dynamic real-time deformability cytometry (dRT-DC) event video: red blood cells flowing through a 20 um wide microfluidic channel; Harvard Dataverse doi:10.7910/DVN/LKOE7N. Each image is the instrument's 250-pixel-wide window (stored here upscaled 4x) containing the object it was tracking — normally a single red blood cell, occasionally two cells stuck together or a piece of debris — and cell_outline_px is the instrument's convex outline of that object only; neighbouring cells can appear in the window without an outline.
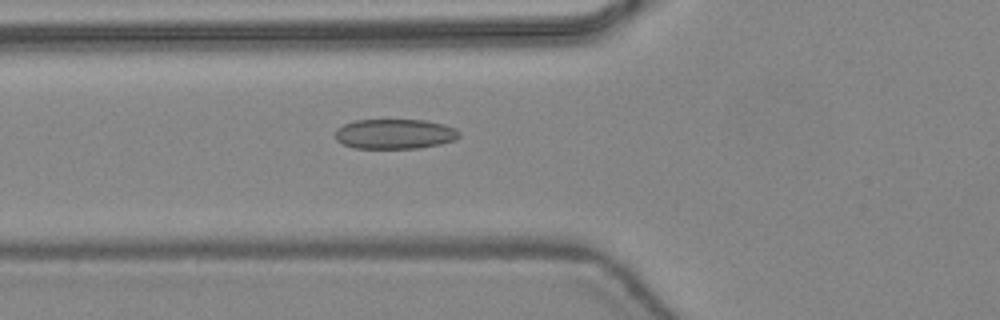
{"species": "common noctule bat (a hibernating species)", "species_latin": "Nyctalus noctula", "temperature_condition": "warm", "stored_images_in_passage": 47, "camera_frame_rate_fps": 3000, "um_per_image_px": 0.085, "animal": {"sex": "female", "body_mass_g": 24.6, "forearm_length_mm": 56.2}, "frame": {"image": 1, "passage_image": 18, "time_ms": 5.667, "image_size_px": [1000, 320], "cell_outline_px": [[460, 136], [456, 140], [440, 144], [420, 148], [352, 148], [336, 140], [336, 128], [344, 124], [356, 120], [424, 120], [444, 124], [456, 128], [460, 132]], "centroid_in_image_um": [33.58, 11.39], "position_along_channel_um": 92.2, "area_um2": 21.73}}
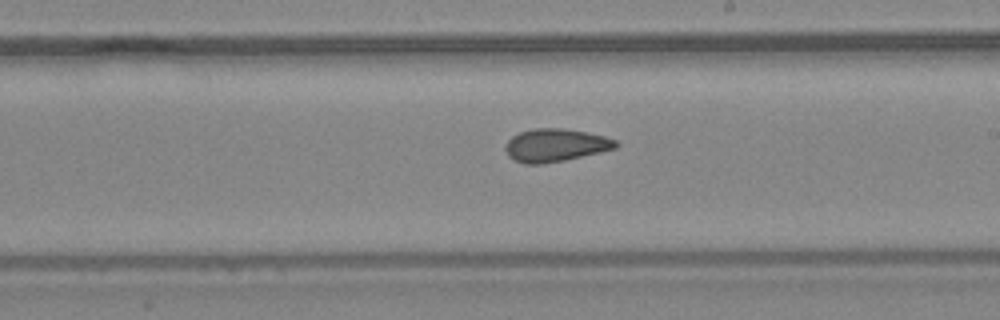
{"frame": {"image": 2, "passage_image": 28, "time_ms": 9.0, "image_size_px": [1000, 320], "cell_outline_px": [[620, 144], [616, 148], [600, 152], [564, 160], [540, 164], [524, 164], [508, 156], [504, 148], [508, 140], [512, 136], [520, 132], [532, 128], [564, 128], [604, 136], [616, 140]], "centroid_in_image_um": [47.2, 12.34], "position_along_channel_um": 241.8, "area_um2": 21.1}}
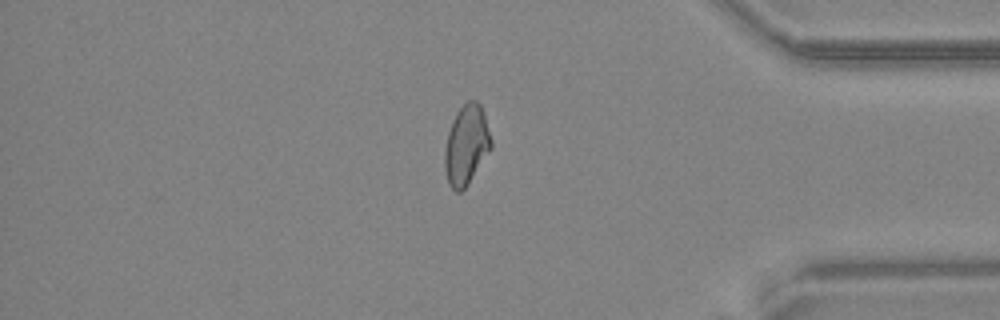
{"frame": {"image": 3, "passage_image": 40, "time_ms": 13.0, "image_size_px": [1000, 320], "cell_outline_px": [[492, 148], [468, 184], [460, 192], [456, 192], [448, 184], [444, 168], [444, 152], [448, 132], [452, 120], [456, 112], [468, 100], [476, 100], [480, 104], [492, 140]], "centroid_in_image_um": [39.63, 12.34], "position_along_channel_um": 395.6, "area_um2": 21.56}, "authors_computed_cell_mechanics": {"area_um2": 21.675, "velocity_mm_per_s": 4.4688, "shape_relaxation_time_tau1_ms": null, "shape_relaxation_time_tau2_ms": 1.5917, "deformation_change_tau1": null, "deformation_change_tau2": 0.0826}}